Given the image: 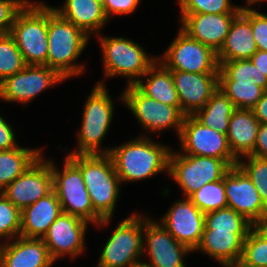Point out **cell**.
Segmentation results:
<instances>
[{
	"label": "cell",
	"mask_w": 267,
	"mask_h": 267,
	"mask_svg": "<svg viewBox=\"0 0 267 267\" xmlns=\"http://www.w3.org/2000/svg\"><path fill=\"white\" fill-rule=\"evenodd\" d=\"M67 157L81 170L93 208L103 218L98 226H106L114 213L121 187L111 156L89 154Z\"/></svg>",
	"instance_id": "obj_1"
},
{
	"label": "cell",
	"mask_w": 267,
	"mask_h": 267,
	"mask_svg": "<svg viewBox=\"0 0 267 267\" xmlns=\"http://www.w3.org/2000/svg\"><path fill=\"white\" fill-rule=\"evenodd\" d=\"M15 141L13 128L3 119L0 114V151L10 150L18 146Z\"/></svg>",
	"instance_id": "obj_42"
},
{
	"label": "cell",
	"mask_w": 267,
	"mask_h": 267,
	"mask_svg": "<svg viewBox=\"0 0 267 267\" xmlns=\"http://www.w3.org/2000/svg\"><path fill=\"white\" fill-rule=\"evenodd\" d=\"M253 156L259 158H267V124L260 123V127L257 133V139L254 146Z\"/></svg>",
	"instance_id": "obj_43"
},
{
	"label": "cell",
	"mask_w": 267,
	"mask_h": 267,
	"mask_svg": "<svg viewBox=\"0 0 267 267\" xmlns=\"http://www.w3.org/2000/svg\"><path fill=\"white\" fill-rule=\"evenodd\" d=\"M235 110L233 102L218 88L205 106L193 116L204 126L227 134L230 117Z\"/></svg>",
	"instance_id": "obj_29"
},
{
	"label": "cell",
	"mask_w": 267,
	"mask_h": 267,
	"mask_svg": "<svg viewBox=\"0 0 267 267\" xmlns=\"http://www.w3.org/2000/svg\"><path fill=\"white\" fill-rule=\"evenodd\" d=\"M161 58L158 60L171 71L219 73L217 53L181 28Z\"/></svg>",
	"instance_id": "obj_11"
},
{
	"label": "cell",
	"mask_w": 267,
	"mask_h": 267,
	"mask_svg": "<svg viewBox=\"0 0 267 267\" xmlns=\"http://www.w3.org/2000/svg\"><path fill=\"white\" fill-rule=\"evenodd\" d=\"M20 229L21 210L0 192V239L10 241L20 236Z\"/></svg>",
	"instance_id": "obj_36"
},
{
	"label": "cell",
	"mask_w": 267,
	"mask_h": 267,
	"mask_svg": "<svg viewBox=\"0 0 267 267\" xmlns=\"http://www.w3.org/2000/svg\"><path fill=\"white\" fill-rule=\"evenodd\" d=\"M248 233L204 230L202 240L195 251L205 252L223 267L241 259L244 240Z\"/></svg>",
	"instance_id": "obj_25"
},
{
	"label": "cell",
	"mask_w": 267,
	"mask_h": 267,
	"mask_svg": "<svg viewBox=\"0 0 267 267\" xmlns=\"http://www.w3.org/2000/svg\"><path fill=\"white\" fill-rule=\"evenodd\" d=\"M219 89L233 102L236 109L251 110L265 90L252 84H219Z\"/></svg>",
	"instance_id": "obj_34"
},
{
	"label": "cell",
	"mask_w": 267,
	"mask_h": 267,
	"mask_svg": "<svg viewBox=\"0 0 267 267\" xmlns=\"http://www.w3.org/2000/svg\"><path fill=\"white\" fill-rule=\"evenodd\" d=\"M251 110L260 123L267 124V90Z\"/></svg>",
	"instance_id": "obj_44"
},
{
	"label": "cell",
	"mask_w": 267,
	"mask_h": 267,
	"mask_svg": "<svg viewBox=\"0 0 267 267\" xmlns=\"http://www.w3.org/2000/svg\"><path fill=\"white\" fill-rule=\"evenodd\" d=\"M180 14H222L240 13L242 6L231 5L230 0H177Z\"/></svg>",
	"instance_id": "obj_35"
},
{
	"label": "cell",
	"mask_w": 267,
	"mask_h": 267,
	"mask_svg": "<svg viewBox=\"0 0 267 267\" xmlns=\"http://www.w3.org/2000/svg\"><path fill=\"white\" fill-rule=\"evenodd\" d=\"M140 0H102L103 8L108 20L112 15L129 14L135 11Z\"/></svg>",
	"instance_id": "obj_41"
},
{
	"label": "cell",
	"mask_w": 267,
	"mask_h": 267,
	"mask_svg": "<svg viewBox=\"0 0 267 267\" xmlns=\"http://www.w3.org/2000/svg\"><path fill=\"white\" fill-rule=\"evenodd\" d=\"M161 218V225L192 252L199 246L205 228V213L186 197L177 200Z\"/></svg>",
	"instance_id": "obj_17"
},
{
	"label": "cell",
	"mask_w": 267,
	"mask_h": 267,
	"mask_svg": "<svg viewBox=\"0 0 267 267\" xmlns=\"http://www.w3.org/2000/svg\"><path fill=\"white\" fill-rule=\"evenodd\" d=\"M64 168L58 170L51 160L53 191L64 213L99 224L103 218L94 210L81 170L66 156Z\"/></svg>",
	"instance_id": "obj_7"
},
{
	"label": "cell",
	"mask_w": 267,
	"mask_h": 267,
	"mask_svg": "<svg viewBox=\"0 0 267 267\" xmlns=\"http://www.w3.org/2000/svg\"><path fill=\"white\" fill-rule=\"evenodd\" d=\"M62 6L54 7V10L88 36L94 32L99 35V29L108 21L102 0H65Z\"/></svg>",
	"instance_id": "obj_26"
},
{
	"label": "cell",
	"mask_w": 267,
	"mask_h": 267,
	"mask_svg": "<svg viewBox=\"0 0 267 267\" xmlns=\"http://www.w3.org/2000/svg\"><path fill=\"white\" fill-rule=\"evenodd\" d=\"M252 229L267 243V218L253 223Z\"/></svg>",
	"instance_id": "obj_46"
},
{
	"label": "cell",
	"mask_w": 267,
	"mask_h": 267,
	"mask_svg": "<svg viewBox=\"0 0 267 267\" xmlns=\"http://www.w3.org/2000/svg\"><path fill=\"white\" fill-rule=\"evenodd\" d=\"M252 223L231 208L219 209L205 214L204 230L249 233Z\"/></svg>",
	"instance_id": "obj_31"
},
{
	"label": "cell",
	"mask_w": 267,
	"mask_h": 267,
	"mask_svg": "<svg viewBox=\"0 0 267 267\" xmlns=\"http://www.w3.org/2000/svg\"><path fill=\"white\" fill-rule=\"evenodd\" d=\"M143 216L132 214L118 224L106 242L97 267H128L144 255Z\"/></svg>",
	"instance_id": "obj_9"
},
{
	"label": "cell",
	"mask_w": 267,
	"mask_h": 267,
	"mask_svg": "<svg viewBox=\"0 0 267 267\" xmlns=\"http://www.w3.org/2000/svg\"><path fill=\"white\" fill-rule=\"evenodd\" d=\"M106 77L124 76L128 85H135L158 57H149L138 44L123 37L100 36Z\"/></svg>",
	"instance_id": "obj_6"
},
{
	"label": "cell",
	"mask_w": 267,
	"mask_h": 267,
	"mask_svg": "<svg viewBox=\"0 0 267 267\" xmlns=\"http://www.w3.org/2000/svg\"><path fill=\"white\" fill-rule=\"evenodd\" d=\"M145 136L111 148L109 155L121 183L140 181L162 171L168 172L171 149Z\"/></svg>",
	"instance_id": "obj_2"
},
{
	"label": "cell",
	"mask_w": 267,
	"mask_h": 267,
	"mask_svg": "<svg viewBox=\"0 0 267 267\" xmlns=\"http://www.w3.org/2000/svg\"><path fill=\"white\" fill-rule=\"evenodd\" d=\"M227 207L243 215L252 224L267 218V206L247 174L233 166L224 175Z\"/></svg>",
	"instance_id": "obj_15"
},
{
	"label": "cell",
	"mask_w": 267,
	"mask_h": 267,
	"mask_svg": "<svg viewBox=\"0 0 267 267\" xmlns=\"http://www.w3.org/2000/svg\"><path fill=\"white\" fill-rule=\"evenodd\" d=\"M241 260L254 267H267V243L251 229L244 240Z\"/></svg>",
	"instance_id": "obj_38"
},
{
	"label": "cell",
	"mask_w": 267,
	"mask_h": 267,
	"mask_svg": "<svg viewBox=\"0 0 267 267\" xmlns=\"http://www.w3.org/2000/svg\"><path fill=\"white\" fill-rule=\"evenodd\" d=\"M143 253H148L149 267H186L183 258L192 252L179 243L162 225L143 216ZM147 247V248H146ZM147 250V251H146Z\"/></svg>",
	"instance_id": "obj_16"
},
{
	"label": "cell",
	"mask_w": 267,
	"mask_h": 267,
	"mask_svg": "<svg viewBox=\"0 0 267 267\" xmlns=\"http://www.w3.org/2000/svg\"><path fill=\"white\" fill-rule=\"evenodd\" d=\"M42 155V149L16 147L0 151V192Z\"/></svg>",
	"instance_id": "obj_28"
},
{
	"label": "cell",
	"mask_w": 267,
	"mask_h": 267,
	"mask_svg": "<svg viewBox=\"0 0 267 267\" xmlns=\"http://www.w3.org/2000/svg\"><path fill=\"white\" fill-rule=\"evenodd\" d=\"M188 198L199 210L205 214L227 208L224 177L219 181H214L203 185Z\"/></svg>",
	"instance_id": "obj_32"
},
{
	"label": "cell",
	"mask_w": 267,
	"mask_h": 267,
	"mask_svg": "<svg viewBox=\"0 0 267 267\" xmlns=\"http://www.w3.org/2000/svg\"><path fill=\"white\" fill-rule=\"evenodd\" d=\"M218 64L219 84H254L267 90V77L249 59Z\"/></svg>",
	"instance_id": "obj_30"
},
{
	"label": "cell",
	"mask_w": 267,
	"mask_h": 267,
	"mask_svg": "<svg viewBox=\"0 0 267 267\" xmlns=\"http://www.w3.org/2000/svg\"><path fill=\"white\" fill-rule=\"evenodd\" d=\"M259 127L260 122L252 110L236 109L233 112L226 136L237 160L253 153Z\"/></svg>",
	"instance_id": "obj_24"
},
{
	"label": "cell",
	"mask_w": 267,
	"mask_h": 267,
	"mask_svg": "<svg viewBox=\"0 0 267 267\" xmlns=\"http://www.w3.org/2000/svg\"><path fill=\"white\" fill-rule=\"evenodd\" d=\"M63 80L66 79L46 65H27L0 82V98L5 102L26 104L48 87Z\"/></svg>",
	"instance_id": "obj_13"
},
{
	"label": "cell",
	"mask_w": 267,
	"mask_h": 267,
	"mask_svg": "<svg viewBox=\"0 0 267 267\" xmlns=\"http://www.w3.org/2000/svg\"><path fill=\"white\" fill-rule=\"evenodd\" d=\"M26 65L10 34L0 35V82L21 71Z\"/></svg>",
	"instance_id": "obj_33"
},
{
	"label": "cell",
	"mask_w": 267,
	"mask_h": 267,
	"mask_svg": "<svg viewBox=\"0 0 267 267\" xmlns=\"http://www.w3.org/2000/svg\"><path fill=\"white\" fill-rule=\"evenodd\" d=\"M238 14H180L181 29L191 38L218 53L225 42L234 18Z\"/></svg>",
	"instance_id": "obj_20"
},
{
	"label": "cell",
	"mask_w": 267,
	"mask_h": 267,
	"mask_svg": "<svg viewBox=\"0 0 267 267\" xmlns=\"http://www.w3.org/2000/svg\"><path fill=\"white\" fill-rule=\"evenodd\" d=\"M89 222L62 212L42 238L50 257L55 262L60 257L79 256L85 249V233Z\"/></svg>",
	"instance_id": "obj_18"
},
{
	"label": "cell",
	"mask_w": 267,
	"mask_h": 267,
	"mask_svg": "<svg viewBox=\"0 0 267 267\" xmlns=\"http://www.w3.org/2000/svg\"><path fill=\"white\" fill-rule=\"evenodd\" d=\"M145 77V83L140 79L135 84L143 94L169 106H180L171 70L162 62L157 59L143 75Z\"/></svg>",
	"instance_id": "obj_27"
},
{
	"label": "cell",
	"mask_w": 267,
	"mask_h": 267,
	"mask_svg": "<svg viewBox=\"0 0 267 267\" xmlns=\"http://www.w3.org/2000/svg\"><path fill=\"white\" fill-rule=\"evenodd\" d=\"M254 66L267 77V52L258 50L250 59Z\"/></svg>",
	"instance_id": "obj_45"
},
{
	"label": "cell",
	"mask_w": 267,
	"mask_h": 267,
	"mask_svg": "<svg viewBox=\"0 0 267 267\" xmlns=\"http://www.w3.org/2000/svg\"><path fill=\"white\" fill-rule=\"evenodd\" d=\"M28 0H0V35L10 34L17 14Z\"/></svg>",
	"instance_id": "obj_39"
},
{
	"label": "cell",
	"mask_w": 267,
	"mask_h": 267,
	"mask_svg": "<svg viewBox=\"0 0 267 267\" xmlns=\"http://www.w3.org/2000/svg\"><path fill=\"white\" fill-rule=\"evenodd\" d=\"M43 157L41 155L23 174L1 191L20 210L53 191L51 160L45 161Z\"/></svg>",
	"instance_id": "obj_14"
},
{
	"label": "cell",
	"mask_w": 267,
	"mask_h": 267,
	"mask_svg": "<svg viewBox=\"0 0 267 267\" xmlns=\"http://www.w3.org/2000/svg\"><path fill=\"white\" fill-rule=\"evenodd\" d=\"M224 267H254V266H250L246 264L245 262H243L241 259H238L237 261L229 263L225 265Z\"/></svg>",
	"instance_id": "obj_47"
},
{
	"label": "cell",
	"mask_w": 267,
	"mask_h": 267,
	"mask_svg": "<svg viewBox=\"0 0 267 267\" xmlns=\"http://www.w3.org/2000/svg\"><path fill=\"white\" fill-rule=\"evenodd\" d=\"M257 51L252 32V9L250 6H243L230 26L225 42L217 53V60L218 62L248 60Z\"/></svg>",
	"instance_id": "obj_21"
},
{
	"label": "cell",
	"mask_w": 267,
	"mask_h": 267,
	"mask_svg": "<svg viewBox=\"0 0 267 267\" xmlns=\"http://www.w3.org/2000/svg\"><path fill=\"white\" fill-rule=\"evenodd\" d=\"M178 92L181 111L194 115L219 88V73L171 71Z\"/></svg>",
	"instance_id": "obj_19"
},
{
	"label": "cell",
	"mask_w": 267,
	"mask_h": 267,
	"mask_svg": "<svg viewBox=\"0 0 267 267\" xmlns=\"http://www.w3.org/2000/svg\"><path fill=\"white\" fill-rule=\"evenodd\" d=\"M178 138L183 154L223 159L231 167L238 163L232 154L226 134L204 126L193 115H185Z\"/></svg>",
	"instance_id": "obj_12"
},
{
	"label": "cell",
	"mask_w": 267,
	"mask_h": 267,
	"mask_svg": "<svg viewBox=\"0 0 267 267\" xmlns=\"http://www.w3.org/2000/svg\"><path fill=\"white\" fill-rule=\"evenodd\" d=\"M128 267H149V265L145 262H137V263H134V264H131L130 266Z\"/></svg>",
	"instance_id": "obj_48"
},
{
	"label": "cell",
	"mask_w": 267,
	"mask_h": 267,
	"mask_svg": "<svg viewBox=\"0 0 267 267\" xmlns=\"http://www.w3.org/2000/svg\"><path fill=\"white\" fill-rule=\"evenodd\" d=\"M149 132L175 128L180 137L185 114L180 106H169L143 94L135 85H127L119 98ZM152 130V131H151Z\"/></svg>",
	"instance_id": "obj_10"
},
{
	"label": "cell",
	"mask_w": 267,
	"mask_h": 267,
	"mask_svg": "<svg viewBox=\"0 0 267 267\" xmlns=\"http://www.w3.org/2000/svg\"><path fill=\"white\" fill-rule=\"evenodd\" d=\"M43 239L18 236L0 245V267H51Z\"/></svg>",
	"instance_id": "obj_22"
},
{
	"label": "cell",
	"mask_w": 267,
	"mask_h": 267,
	"mask_svg": "<svg viewBox=\"0 0 267 267\" xmlns=\"http://www.w3.org/2000/svg\"><path fill=\"white\" fill-rule=\"evenodd\" d=\"M261 1H265V0H247V4L248 6H252L253 4L259 3Z\"/></svg>",
	"instance_id": "obj_49"
},
{
	"label": "cell",
	"mask_w": 267,
	"mask_h": 267,
	"mask_svg": "<svg viewBox=\"0 0 267 267\" xmlns=\"http://www.w3.org/2000/svg\"><path fill=\"white\" fill-rule=\"evenodd\" d=\"M10 35L26 65L48 66V5L29 1L17 14Z\"/></svg>",
	"instance_id": "obj_4"
},
{
	"label": "cell",
	"mask_w": 267,
	"mask_h": 267,
	"mask_svg": "<svg viewBox=\"0 0 267 267\" xmlns=\"http://www.w3.org/2000/svg\"><path fill=\"white\" fill-rule=\"evenodd\" d=\"M169 154L168 174L189 197L207 183L219 181L231 166L223 159L172 152Z\"/></svg>",
	"instance_id": "obj_8"
},
{
	"label": "cell",
	"mask_w": 267,
	"mask_h": 267,
	"mask_svg": "<svg viewBox=\"0 0 267 267\" xmlns=\"http://www.w3.org/2000/svg\"><path fill=\"white\" fill-rule=\"evenodd\" d=\"M62 212L56 193L52 191L21 210L20 236L42 239Z\"/></svg>",
	"instance_id": "obj_23"
},
{
	"label": "cell",
	"mask_w": 267,
	"mask_h": 267,
	"mask_svg": "<svg viewBox=\"0 0 267 267\" xmlns=\"http://www.w3.org/2000/svg\"><path fill=\"white\" fill-rule=\"evenodd\" d=\"M246 162L238 160L237 165L247 174L256 186L261 200L267 206V158L245 156Z\"/></svg>",
	"instance_id": "obj_37"
},
{
	"label": "cell",
	"mask_w": 267,
	"mask_h": 267,
	"mask_svg": "<svg viewBox=\"0 0 267 267\" xmlns=\"http://www.w3.org/2000/svg\"><path fill=\"white\" fill-rule=\"evenodd\" d=\"M89 36L48 6V67L64 79L84 72L83 64H75L89 42ZM74 62V63H73Z\"/></svg>",
	"instance_id": "obj_3"
},
{
	"label": "cell",
	"mask_w": 267,
	"mask_h": 267,
	"mask_svg": "<svg viewBox=\"0 0 267 267\" xmlns=\"http://www.w3.org/2000/svg\"><path fill=\"white\" fill-rule=\"evenodd\" d=\"M83 110L78 147L68 155L110 154L111 149L100 148L114 115L113 101L103 81L93 87Z\"/></svg>",
	"instance_id": "obj_5"
},
{
	"label": "cell",
	"mask_w": 267,
	"mask_h": 267,
	"mask_svg": "<svg viewBox=\"0 0 267 267\" xmlns=\"http://www.w3.org/2000/svg\"><path fill=\"white\" fill-rule=\"evenodd\" d=\"M252 32L257 49L267 52V15L252 9Z\"/></svg>",
	"instance_id": "obj_40"
}]
</instances>
